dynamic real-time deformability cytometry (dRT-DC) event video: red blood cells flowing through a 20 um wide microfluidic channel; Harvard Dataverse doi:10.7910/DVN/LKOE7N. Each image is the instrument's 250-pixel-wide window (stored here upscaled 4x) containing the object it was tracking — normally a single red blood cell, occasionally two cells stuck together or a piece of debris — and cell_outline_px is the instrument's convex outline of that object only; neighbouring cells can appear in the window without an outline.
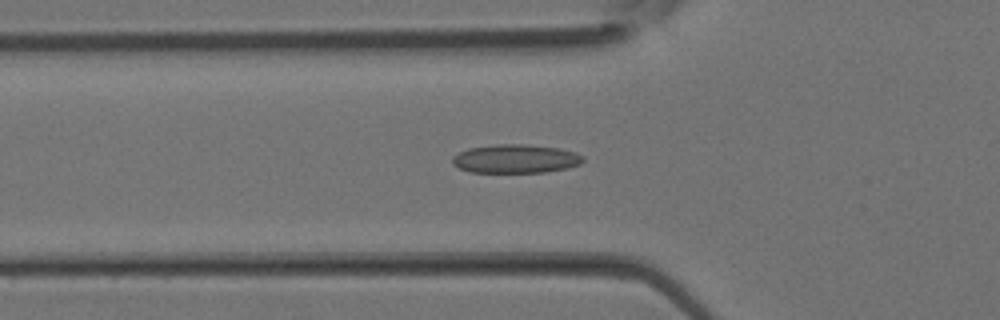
{"species": "Egyptian fruit bat (a non-hibernating species)", "species_latin": "Rousettus aegyptiacus", "temperature_condition": "room temperature", "stored_images_in_passage": 30, "camera_frame_rate_fps": 3000, "um_per_image_px": 0.085, "animal": {"sex": "female"}, "frame": {"image": 1, "passage_image": 9, "time_ms": 2.667, "image_size_px": [1000, 320], "cell_outline_px": [[584, 160], [580, 164], [568, 168], [544, 172], [468, 172], [452, 164], [452, 156], [468, 148], [496, 144], [528, 144], [560, 148], [576, 152], [584, 156]], "centroid_in_image_um": [43.84, 13.49], "position_along_channel_um": 82.0, "area_um2": 22.02}}
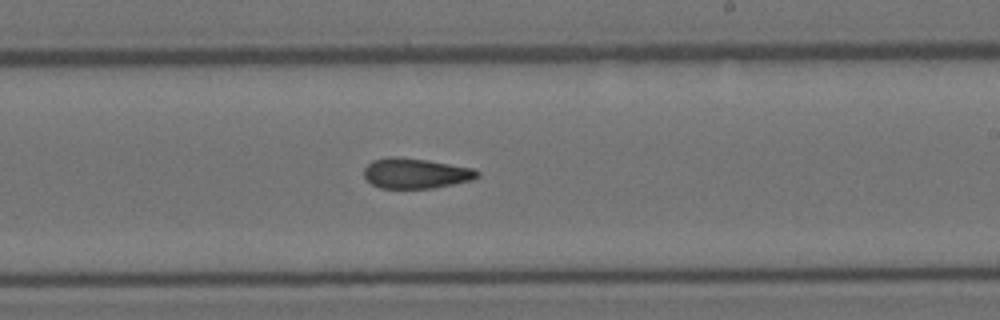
{"frame": {"image": 2, "passage_image": 18, "time_ms": 5.667, "image_size_px": [1000, 320], "cell_outline_px": [[480, 176], [472, 180], [432, 188], [380, 188], [372, 184], [364, 176], [364, 168], [372, 160], [388, 156], [396, 156], [428, 160], [472, 168], [480, 172]], "centroid_in_image_um": [35.32, 14.72], "position_along_channel_um": 253.7, "area_um2": 20.0}}
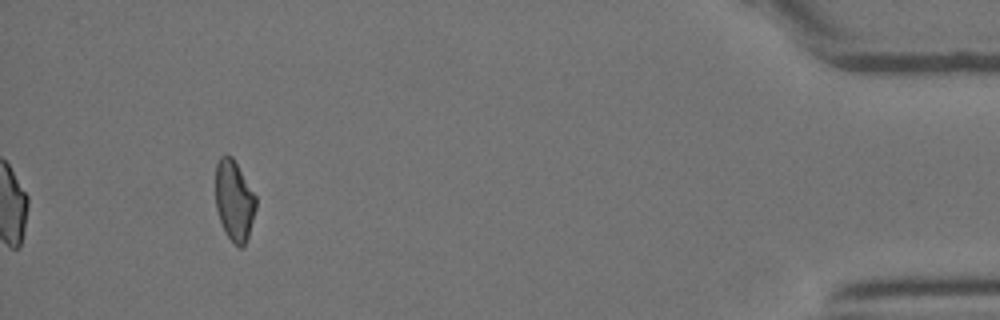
{"frame": {"image": 3, "passage_image": 30, "time_ms": 9.667, "image_size_px": [1000, 320], "cell_outline_px": [[256, 208], [248, 236], [244, 248], [240, 248], [228, 236], [220, 220], [216, 208], [216, 164], [220, 156], [232, 156], [256, 196]], "centroid_in_image_um": [19.91, 17.04], "position_along_channel_um": 415.3, "area_um2": 18.67}}